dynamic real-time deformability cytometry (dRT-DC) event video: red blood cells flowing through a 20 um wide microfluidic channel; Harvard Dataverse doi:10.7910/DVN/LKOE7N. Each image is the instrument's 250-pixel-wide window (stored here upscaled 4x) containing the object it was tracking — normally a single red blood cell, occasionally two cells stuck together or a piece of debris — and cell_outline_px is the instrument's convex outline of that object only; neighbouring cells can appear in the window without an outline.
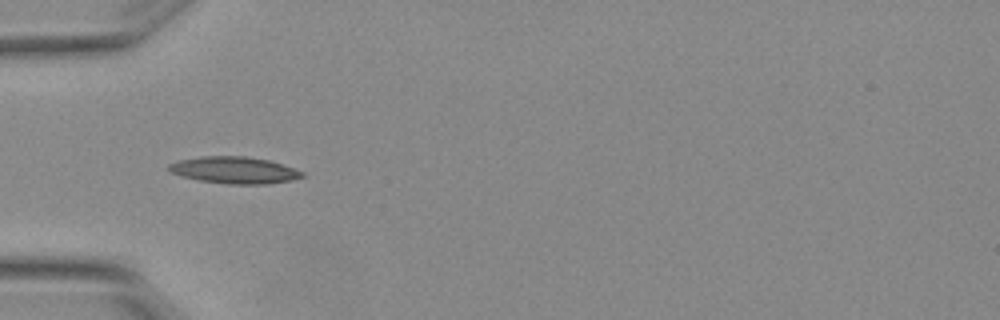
{"species": "Egyptian fruit bat (a non-hibernating species)", "species_latin": "Rousettus aegyptiacus", "temperature_condition": "warm", "stored_images_in_passage": 7, "camera_frame_rate_fps": 3000, "um_per_image_px": 0.085, "animal": {"sex": "female"}, "frame": {"image": 1, "passage_image": 5, "time_ms": 1.333, "image_size_px": [1000, 320], "cell_outline_px": [[304, 176], [292, 180], [268, 184], [228, 184], [200, 180], [180, 176], [172, 172], [168, 168], [168, 164], [180, 160], [200, 156], [244, 156], [268, 160], [304, 172]], "centroid_in_image_um": [19.91, 14.46], "position_along_channel_um": 65.1, "area_um2": 20.63}}
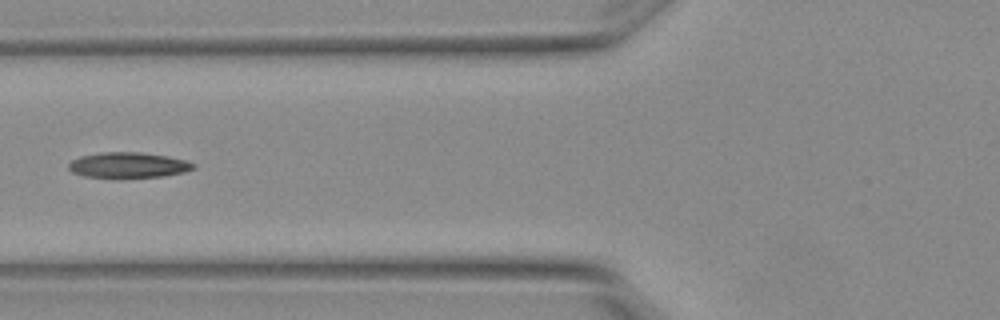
{"frame": {"image": 2, "passage_image": 6, "time_ms": 1.667, "image_size_px": [1000, 320], "cell_outline_px": [[196, 168], [184, 172], [160, 176], [120, 180], [84, 176], [72, 172], [68, 168], [68, 164], [72, 160], [80, 156], [100, 152], [140, 152], [168, 156], [184, 160], [196, 164]], "centroid_in_image_um": [10.87, 14.06], "position_along_channel_um": 114.9, "area_um2": 19.19}}
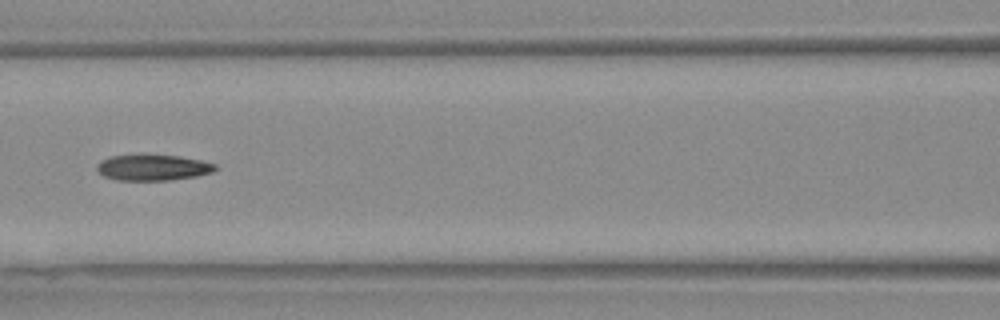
{"frame": {"image": 3, "passage_image": 7, "time_ms": 2.0, "image_size_px": [1000, 320], "cell_outline_px": [[216, 168], [212, 172], [196, 176], [168, 180], [116, 180], [104, 176], [96, 168], [96, 164], [100, 160], [112, 156], [180, 156], [200, 160], [216, 164]], "centroid_in_image_um": [12.98, 14.25], "position_along_channel_um": 153.6, "area_um2": 17.46}}